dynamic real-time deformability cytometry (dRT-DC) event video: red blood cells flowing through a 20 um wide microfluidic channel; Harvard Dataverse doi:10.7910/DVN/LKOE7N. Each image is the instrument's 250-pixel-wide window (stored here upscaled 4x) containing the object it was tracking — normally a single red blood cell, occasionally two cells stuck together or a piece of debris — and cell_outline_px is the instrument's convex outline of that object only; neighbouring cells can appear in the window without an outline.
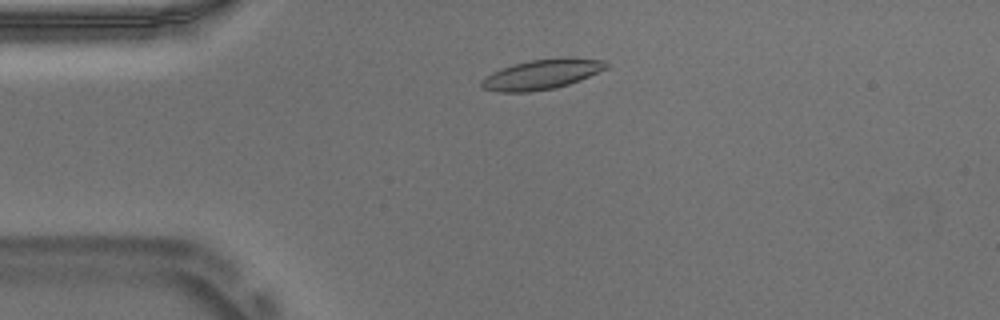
{"species": "Egyptian fruit bat (a non-hibernating species)", "species_latin": "Rousettus aegyptiacus", "temperature_condition": "warm", "stored_images_in_passage": 50, "camera_frame_rate_fps": 3000, "um_per_image_px": 0.085, "animal": {"sex": "male"}, "frame": {"image": 1, "passage_image": 8, "time_ms": 2.333, "image_size_px": [1000, 320], "cell_outline_px": [[608, 68], [580, 80], [556, 88], [528, 92], [500, 92], [484, 88], [480, 84], [480, 80], [484, 76], [492, 72], [512, 64], [532, 60], [560, 56], [572, 56], [608, 60]], "centroid_in_image_um": [46.11, 6.29], "position_along_channel_um": 38.9, "area_um2": 22.25}}
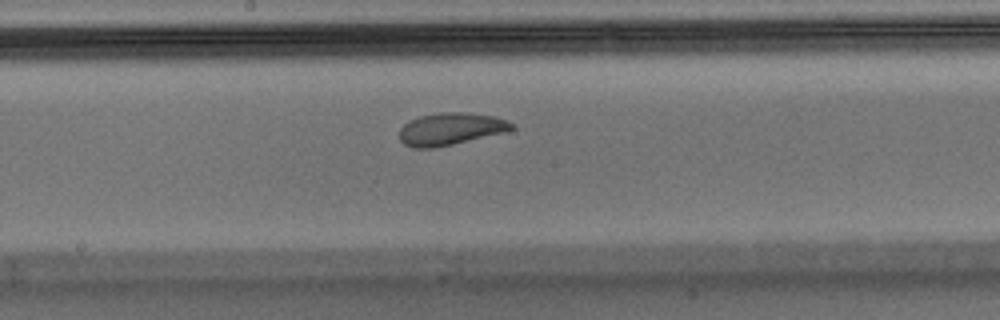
{"frame": {"image": 2, "passage_image": 24, "time_ms": 7.667, "image_size_px": [1000, 320], "cell_outline_px": [[516, 128], [508, 132], [452, 144], [432, 148], [412, 148], [404, 144], [400, 140], [400, 128], [408, 120], [420, 116], [440, 112], [460, 112], [492, 116], [508, 120], [516, 124]], "centroid_in_image_um": [38.33, 10.96], "position_along_channel_um": 209.9, "area_um2": 21.27}}
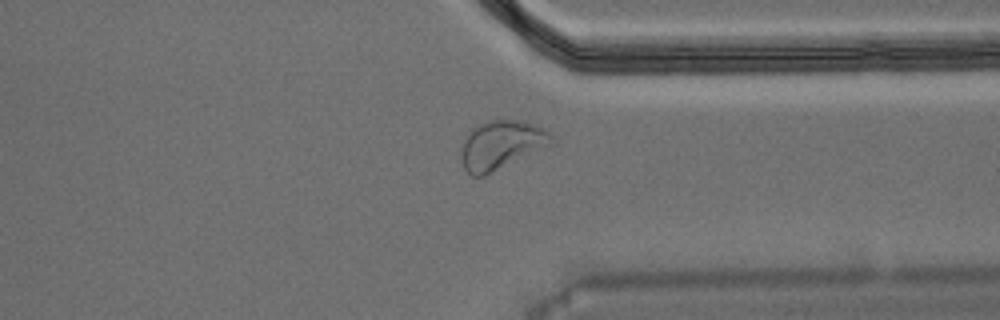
{"frame": {"image": 3, "passage_image": 37, "time_ms": 12.0, "image_size_px": [1000, 320], "cell_outline_px": [[556, 144], [484, 176], [472, 176], [464, 168], [460, 156], [460, 148], [464, 136], [476, 124], [488, 120], [524, 120], [544, 128], [556, 140]], "centroid_in_image_um": [42.63, 12.31], "position_along_channel_um": 368.8, "area_um2": 26.41}, "authors_computed_cell_mechanics": {"area_um2": 21.6461, "velocity_mm_per_s": 3.7, "shape_relaxation_time_tau1_ms": 5.3349, "shape_relaxation_time_tau2_ms": 2.0901, "deformation_change_tau1": 0.1605, "deformation_change_tau2": 0.0814}}